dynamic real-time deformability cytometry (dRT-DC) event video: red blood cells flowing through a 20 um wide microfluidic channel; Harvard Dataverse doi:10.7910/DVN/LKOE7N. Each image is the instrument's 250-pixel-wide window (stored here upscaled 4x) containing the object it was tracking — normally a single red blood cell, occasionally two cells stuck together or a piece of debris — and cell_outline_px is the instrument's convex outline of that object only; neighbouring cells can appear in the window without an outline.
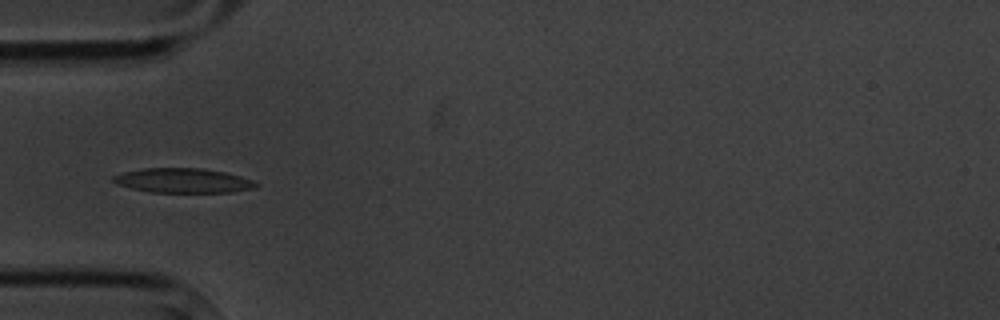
{"species": "common noctule bat (a hibernating species)", "species_latin": "Nyctalus noctula", "temperature_condition": "cold", "stored_images_in_passage": 9, "camera_frame_rate_fps": 3000, "um_per_image_px": 0.085, "animal": {"sex": "male", "body_mass_g": 20.1, "forearm_length_mm": 53.5}, "frame": {"image": 1, "passage_image": 6, "time_ms": 6.0, "image_size_px": [1000, 320], "cell_outline_px": [[260, 184], [252, 188], [232, 192], [148, 192], [116, 184], [112, 180], [112, 176], [124, 172], [144, 168], [204, 168], [224, 172], [240, 176], [252, 180]], "centroid_in_image_um": [15.54, 15.34], "position_along_channel_um": 69.5, "area_um2": 20.35}}
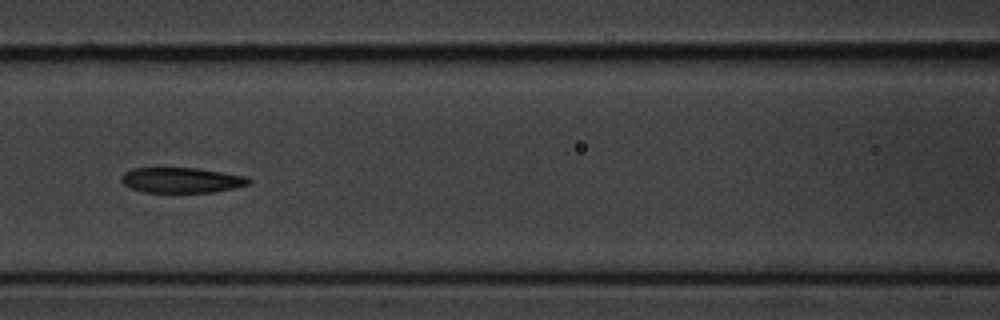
{"frame": {"image": 2, "passage_image": 8, "time_ms": 8.333, "image_size_px": [1000, 320], "cell_outline_px": [[252, 180], [248, 184], [232, 188], [212, 192], [144, 192], [132, 188], [124, 184], [120, 180], [120, 176], [124, 172], [132, 168], [196, 168], [248, 176]], "centroid_in_image_um": [15.41, 15.3], "position_along_channel_um": 151.2, "area_um2": 18.73}}
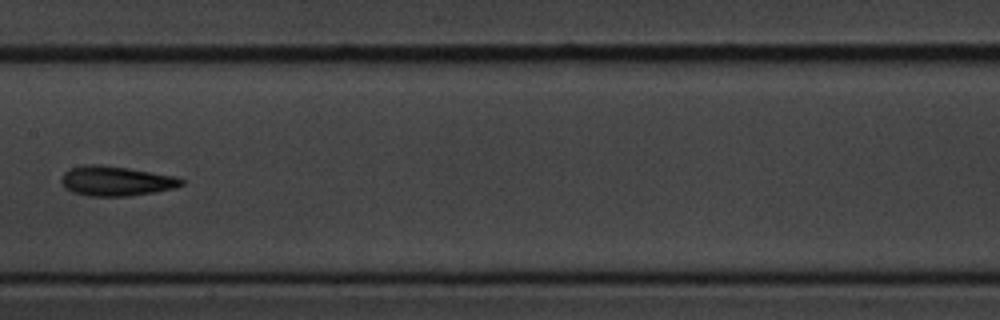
{"frame": {"image": 3, "passage_image": 9, "time_ms": 9.667, "image_size_px": [1000, 320], "cell_outline_px": [[184, 184], [176, 188], [156, 192], [128, 196], [88, 196], [72, 192], [64, 188], [60, 180], [64, 172], [72, 168], [84, 164], [100, 164], [128, 168], [176, 176], [184, 180]], "centroid_in_image_um": [9.86, 15.39], "position_along_channel_um": 197.5, "area_um2": 21.04}}